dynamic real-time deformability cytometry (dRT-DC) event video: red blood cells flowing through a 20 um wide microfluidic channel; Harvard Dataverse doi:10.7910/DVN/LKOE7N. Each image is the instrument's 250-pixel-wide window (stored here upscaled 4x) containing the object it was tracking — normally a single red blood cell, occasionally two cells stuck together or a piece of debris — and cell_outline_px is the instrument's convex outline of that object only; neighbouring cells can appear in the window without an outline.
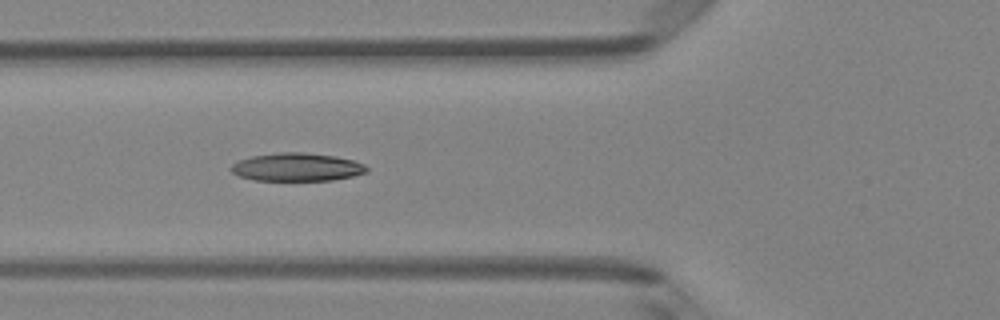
{"species": "Egyptian fruit bat (a non-hibernating species)", "species_latin": "Rousettus aegyptiacus", "temperature_condition": "room temperature", "stored_images_in_passage": 7, "camera_frame_rate_fps": 3000, "um_per_image_px": 0.085, "animal": {"sex": "female"}, "frame": {"image": 1, "passage_image": 5, "time_ms": 4.667, "image_size_px": [1000, 320], "cell_outline_px": [[368, 172], [352, 176], [332, 180], [256, 180], [240, 176], [232, 172], [228, 168], [236, 160], [252, 156], [280, 152], [304, 152], [336, 156], [352, 160], [364, 164], [368, 168]], "centroid_in_image_um": [25.22, 14.19], "position_along_channel_um": 100.6, "area_um2": 22.25}}
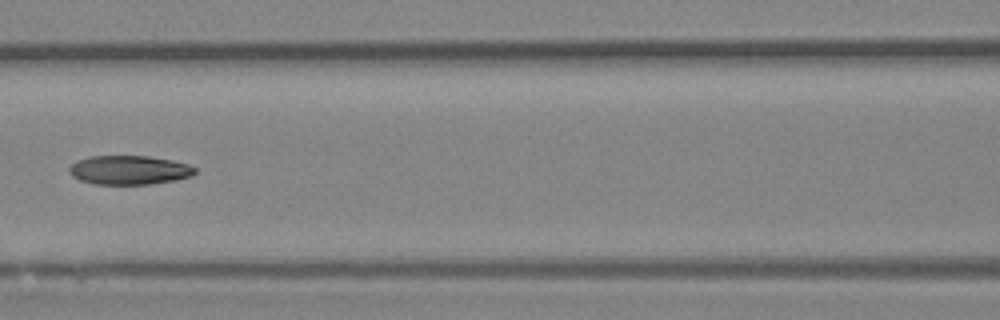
{"frame": {"image": 2, "passage_image": 6, "time_ms": 6.0, "image_size_px": [1000, 320], "cell_outline_px": [[196, 172], [192, 176], [176, 180], [148, 184], [96, 184], [80, 180], [72, 176], [68, 172], [68, 168], [76, 160], [88, 156], [148, 156], [172, 160], [188, 164], [196, 168]], "centroid_in_image_um": [10.97, 14.45], "position_along_channel_um": 155.6, "area_um2": 21.39}}
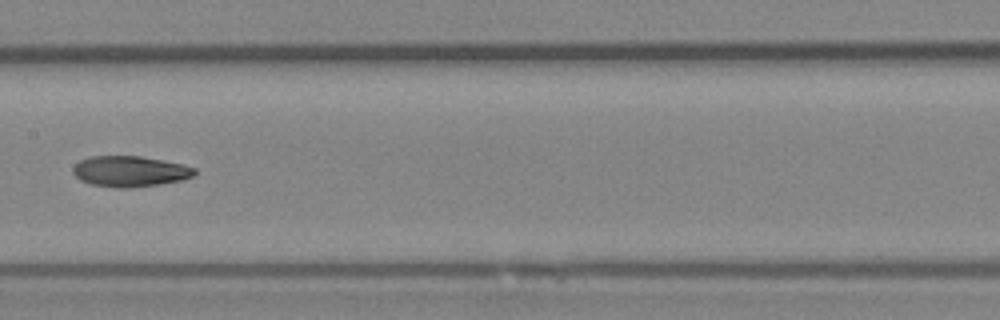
{"frame": {"image": 3, "passage_image": 7, "time_ms": 7.0, "image_size_px": [1000, 320], "cell_outline_px": [[196, 172], [192, 176], [184, 180], [160, 184], [132, 188], [116, 188], [92, 184], [80, 180], [72, 172], [72, 168], [80, 160], [88, 156], [140, 156], [180, 164], [196, 168]], "centroid_in_image_um": [11.03, 14.57], "position_along_channel_um": 196.4, "area_um2": 21.79}}